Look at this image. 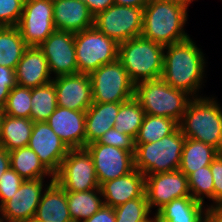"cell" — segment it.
Returning <instances> with one entry per match:
<instances>
[{"instance_id":"6da1fadb","label":"cell","mask_w":222,"mask_h":222,"mask_svg":"<svg viewBox=\"0 0 222 222\" xmlns=\"http://www.w3.org/2000/svg\"><path fill=\"white\" fill-rule=\"evenodd\" d=\"M206 59L201 48L191 39L164 48L162 79L175 89L185 91L192 98L202 97ZM199 95V96H198Z\"/></svg>"},{"instance_id":"7a4b0ae2","label":"cell","mask_w":222,"mask_h":222,"mask_svg":"<svg viewBox=\"0 0 222 222\" xmlns=\"http://www.w3.org/2000/svg\"><path fill=\"white\" fill-rule=\"evenodd\" d=\"M188 10L182 5L165 0H149L143 9V38L163 46L190 38L184 30Z\"/></svg>"},{"instance_id":"3957f363","label":"cell","mask_w":222,"mask_h":222,"mask_svg":"<svg viewBox=\"0 0 222 222\" xmlns=\"http://www.w3.org/2000/svg\"><path fill=\"white\" fill-rule=\"evenodd\" d=\"M178 125L186 138L212 145L222 152V107L215 98H192Z\"/></svg>"},{"instance_id":"277c9868","label":"cell","mask_w":222,"mask_h":222,"mask_svg":"<svg viewBox=\"0 0 222 222\" xmlns=\"http://www.w3.org/2000/svg\"><path fill=\"white\" fill-rule=\"evenodd\" d=\"M165 46L143 38L129 39L118 46V60L136 85L162 77Z\"/></svg>"},{"instance_id":"5b68a950","label":"cell","mask_w":222,"mask_h":222,"mask_svg":"<svg viewBox=\"0 0 222 222\" xmlns=\"http://www.w3.org/2000/svg\"><path fill=\"white\" fill-rule=\"evenodd\" d=\"M185 140L178 126L156 142L135 144V169L145 176L179 170Z\"/></svg>"},{"instance_id":"8992f818","label":"cell","mask_w":222,"mask_h":222,"mask_svg":"<svg viewBox=\"0 0 222 222\" xmlns=\"http://www.w3.org/2000/svg\"><path fill=\"white\" fill-rule=\"evenodd\" d=\"M135 98L145 114L173 118L178 123L192 99L185 91L175 89L162 78L136 84Z\"/></svg>"},{"instance_id":"52a82bcc","label":"cell","mask_w":222,"mask_h":222,"mask_svg":"<svg viewBox=\"0 0 222 222\" xmlns=\"http://www.w3.org/2000/svg\"><path fill=\"white\" fill-rule=\"evenodd\" d=\"M78 73L90 74L118 59L119 44L95 26L74 33Z\"/></svg>"},{"instance_id":"ba28073f","label":"cell","mask_w":222,"mask_h":222,"mask_svg":"<svg viewBox=\"0 0 222 222\" xmlns=\"http://www.w3.org/2000/svg\"><path fill=\"white\" fill-rule=\"evenodd\" d=\"M93 103H123L135 97V84L117 59L89 74Z\"/></svg>"},{"instance_id":"9c48e42d","label":"cell","mask_w":222,"mask_h":222,"mask_svg":"<svg viewBox=\"0 0 222 222\" xmlns=\"http://www.w3.org/2000/svg\"><path fill=\"white\" fill-rule=\"evenodd\" d=\"M54 180L69 192L100 188L92 156L86 148L69 149Z\"/></svg>"},{"instance_id":"30bf717a","label":"cell","mask_w":222,"mask_h":222,"mask_svg":"<svg viewBox=\"0 0 222 222\" xmlns=\"http://www.w3.org/2000/svg\"><path fill=\"white\" fill-rule=\"evenodd\" d=\"M94 26L120 44L141 36L143 8L114 4L94 17Z\"/></svg>"},{"instance_id":"8fae6325","label":"cell","mask_w":222,"mask_h":222,"mask_svg":"<svg viewBox=\"0 0 222 222\" xmlns=\"http://www.w3.org/2000/svg\"><path fill=\"white\" fill-rule=\"evenodd\" d=\"M27 46H40L54 31L53 1L25 0L17 25Z\"/></svg>"},{"instance_id":"7c38bea8","label":"cell","mask_w":222,"mask_h":222,"mask_svg":"<svg viewBox=\"0 0 222 222\" xmlns=\"http://www.w3.org/2000/svg\"><path fill=\"white\" fill-rule=\"evenodd\" d=\"M44 179L24 180L17 192L0 206L1 222H31L49 184Z\"/></svg>"},{"instance_id":"4fadbf2b","label":"cell","mask_w":222,"mask_h":222,"mask_svg":"<svg viewBox=\"0 0 222 222\" xmlns=\"http://www.w3.org/2000/svg\"><path fill=\"white\" fill-rule=\"evenodd\" d=\"M145 195L150 210L157 212L174 199L191 197L188 177L180 170L146 175Z\"/></svg>"},{"instance_id":"5bb4252c","label":"cell","mask_w":222,"mask_h":222,"mask_svg":"<svg viewBox=\"0 0 222 222\" xmlns=\"http://www.w3.org/2000/svg\"><path fill=\"white\" fill-rule=\"evenodd\" d=\"M85 148L92 156L100 186L135 169L134 154L130 151L103 144H88Z\"/></svg>"},{"instance_id":"9a60e30c","label":"cell","mask_w":222,"mask_h":222,"mask_svg":"<svg viewBox=\"0 0 222 222\" xmlns=\"http://www.w3.org/2000/svg\"><path fill=\"white\" fill-rule=\"evenodd\" d=\"M38 47L44 53L49 72L54 77L78 74L74 33L56 30Z\"/></svg>"},{"instance_id":"2e32d148","label":"cell","mask_w":222,"mask_h":222,"mask_svg":"<svg viewBox=\"0 0 222 222\" xmlns=\"http://www.w3.org/2000/svg\"><path fill=\"white\" fill-rule=\"evenodd\" d=\"M27 146L37 154L42 164L53 175L59 171L61 163L69 151L67 145L47 122H34Z\"/></svg>"},{"instance_id":"e0dca14e","label":"cell","mask_w":222,"mask_h":222,"mask_svg":"<svg viewBox=\"0 0 222 222\" xmlns=\"http://www.w3.org/2000/svg\"><path fill=\"white\" fill-rule=\"evenodd\" d=\"M57 106L75 111H85L93 104L92 84L89 74L53 77Z\"/></svg>"},{"instance_id":"ac0fdd59","label":"cell","mask_w":222,"mask_h":222,"mask_svg":"<svg viewBox=\"0 0 222 222\" xmlns=\"http://www.w3.org/2000/svg\"><path fill=\"white\" fill-rule=\"evenodd\" d=\"M85 111L57 106L46 121L69 149L85 148Z\"/></svg>"},{"instance_id":"d6986e66","label":"cell","mask_w":222,"mask_h":222,"mask_svg":"<svg viewBox=\"0 0 222 222\" xmlns=\"http://www.w3.org/2000/svg\"><path fill=\"white\" fill-rule=\"evenodd\" d=\"M56 30L77 33L94 26V16L82 0L53 1Z\"/></svg>"},{"instance_id":"ffe728a7","label":"cell","mask_w":222,"mask_h":222,"mask_svg":"<svg viewBox=\"0 0 222 222\" xmlns=\"http://www.w3.org/2000/svg\"><path fill=\"white\" fill-rule=\"evenodd\" d=\"M16 84L26 88H36L53 80L48 61L39 47L28 46L16 70Z\"/></svg>"},{"instance_id":"44dd1931","label":"cell","mask_w":222,"mask_h":222,"mask_svg":"<svg viewBox=\"0 0 222 222\" xmlns=\"http://www.w3.org/2000/svg\"><path fill=\"white\" fill-rule=\"evenodd\" d=\"M103 203L113 208L145 194V175L139 170L104 182L101 186Z\"/></svg>"},{"instance_id":"7402d4cb","label":"cell","mask_w":222,"mask_h":222,"mask_svg":"<svg viewBox=\"0 0 222 222\" xmlns=\"http://www.w3.org/2000/svg\"><path fill=\"white\" fill-rule=\"evenodd\" d=\"M34 222H73L66 197V191L55 181H50L44 190L36 209Z\"/></svg>"},{"instance_id":"603a6c76","label":"cell","mask_w":222,"mask_h":222,"mask_svg":"<svg viewBox=\"0 0 222 222\" xmlns=\"http://www.w3.org/2000/svg\"><path fill=\"white\" fill-rule=\"evenodd\" d=\"M121 103H93L86 110L85 146L97 142L102 135L115 125V118Z\"/></svg>"},{"instance_id":"cb8c5ba5","label":"cell","mask_w":222,"mask_h":222,"mask_svg":"<svg viewBox=\"0 0 222 222\" xmlns=\"http://www.w3.org/2000/svg\"><path fill=\"white\" fill-rule=\"evenodd\" d=\"M207 206L192 197L174 199L157 211L159 222H204Z\"/></svg>"},{"instance_id":"d4e9b609","label":"cell","mask_w":222,"mask_h":222,"mask_svg":"<svg viewBox=\"0 0 222 222\" xmlns=\"http://www.w3.org/2000/svg\"><path fill=\"white\" fill-rule=\"evenodd\" d=\"M33 126L32 119L3 114L0 124V147L10 152L27 146Z\"/></svg>"},{"instance_id":"484cf974","label":"cell","mask_w":222,"mask_h":222,"mask_svg":"<svg viewBox=\"0 0 222 222\" xmlns=\"http://www.w3.org/2000/svg\"><path fill=\"white\" fill-rule=\"evenodd\" d=\"M220 153L212 145L186 138L181 155L179 170L187 177L204 166H210Z\"/></svg>"},{"instance_id":"4316f807","label":"cell","mask_w":222,"mask_h":222,"mask_svg":"<svg viewBox=\"0 0 222 222\" xmlns=\"http://www.w3.org/2000/svg\"><path fill=\"white\" fill-rule=\"evenodd\" d=\"M9 153L10 167L24 180L45 179L46 176L50 177L51 181L54 180V175L42 164L30 147H21Z\"/></svg>"},{"instance_id":"83f0119b","label":"cell","mask_w":222,"mask_h":222,"mask_svg":"<svg viewBox=\"0 0 222 222\" xmlns=\"http://www.w3.org/2000/svg\"><path fill=\"white\" fill-rule=\"evenodd\" d=\"M66 197L73 222H83L104 205L100 188L84 192L66 191Z\"/></svg>"},{"instance_id":"f1b7e54d","label":"cell","mask_w":222,"mask_h":222,"mask_svg":"<svg viewBox=\"0 0 222 222\" xmlns=\"http://www.w3.org/2000/svg\"><path fill=\"white\" fill-rule=\"evenodd\" d=\"M27 47L17 26H0V66L16 70Z\"/></svg>"},{"instance_id":"f546056e","label":"cell","mask_w":222,"mask_h":222,"mask_svg":"<svg viewBox=\"0 0 222 222\" xmlns=\"http://www.w3.org/2000/svg\"><path fill=\"white\" fill-rule=\"evenodd\" d=\"M30 119L46 122L57 108V95L53 81L31 89Z\"/></svg>"},{"instance_id":"4dcf8cb0","label":"cell","mask_w":222,"mask_h":222,"mask_svg":"<svg viewBox=\"0 0 222 222\" xmlns=\"http://www.w3.org/2000/svg\"><path fill=\"white\" fill-rule=\"evenodd\" d=\"M145 112L140 105V102L135 98L121 103L119 112L115 118L114 128L123 132L134 140L136 139L140 127L142 125Z\"/></svg>"},{"instance_id":"1f68e13d","label":"cell","mask_w":222,"mask_h":222,"mask_svg":"<svg viewBox=\"0 0 222 222\" xmlns=\"http://www.w3.org/2000/svg\"><path fill=\"white\" fill-rule=\"evenodd\" d=\"M178 126L173 118L145 114L135 144L156 142L171 134Z\"/></svg>"},{"instance_id":"d6a6232c","label":"cell","mask_w":222,"mask_h":222,"mask_svg":"<svg viewBox=\"0 0 222 222\" xmlns=\"http://www.w3.org/2000/svg\"><path fill=\"white\" fill-rule=\"evenodd\" d=\"M191 197L202 204L205 197L213 201L208 207H214V184L210 166H204L188 176Z\"/></svg>"},{"instance_id":"836d02e7","label":"cell","mask_w":222,"mask_h":222,"mask_svg":"<svg viewBox=\"0 0 222 222\" xmlns=\"http://www.w3.org/2000/svg\"><path fill=\"white\" fill-rule=\"evenodd\" d=\"M31 107V88L16 85L9 93L3 114L30 119Z\"/></svg>"},{"instance_id":"e575fe53","label":"cell","mask_w":222,"mask_h":222,"mask_svg":"<svg viewBox=\"0 0 222 222\" xmlns=\"http://www.w3.org/2000/svg\"><path fill=\"white\" fill-rule=\"evenodd\" d=\"M116 222H139L152 213L146 195L127 201L114 208Z\"/></svg>"},{"instance_id":"d590c367","label":"cell","mask_w":222,"mask_h":222,"mask_svg":"<svg viewBox=\"0 0 222 222\" xmlns=\"http://www.w3.org/2000/svg\"><path fill=\"white\" fill-rule=\"evenodd\" d=\"M25 0H0V26H17Z\"/></svg>"},{"instance_id":"8d00e7d4","label":"cell","mask_w":222,"mask_h":222,"mask_svg":"<svg viewBox=\"0 0 222 222\" xmlns=\"http://www.w3.org/2000/svg\"><path fill=\"white\" fill-rule=\"evenodd\" d=\"M24 179L11 167L0 177V206L8 201L20 188Z\"/></svg>"},{"instance_id":"74e56055","label":"cell","mask_w":222,"mask_h":222,"mask_svg":"<svg viewBox=\"0 0 222 222\" xmlns=\"http://www.w3.org/2000/svg\"><path fill=\"white\" fill-rule=\"evenodd\" d=\"M91 144L111 145L135 153V140L129 135L117 131L114 127L105 132L97 142Z\"/></svg>"},{"instance_id":"f35d334b","label":"cell","mask_w":222,"mask_h":222,"mask_svg":"<svg viewBox=\"0 0 222 222\" xmlns=\"http://www.w3.org/2000/svg\"><path fill=\"white\" fill-rule=\"evenodd\" d=\"M16 85L15 70L0 66V108H4L11 89Z\"/></svg>"},{"instance_id":"ab89813d","label":"cell","mask_w":222,"mask_h":222,"mask_svg":"<svg viewBox=\"0 0 222 222\" xmlns=\"http://www.w3.org/2000/svg\"><path fill=\"white\" fill-rule=\"evenodd\" d=\"M214 184V207H222V152L210 164Z\"/></svg>"},{"instance_id":"60d3db41","label":"cell","mask_w":222,"mask_h":222,"mask_svg":"<svg viewBox=\"0 0 222 222\" xmlns=\"http://www.w3.org/2000/svg\"><path fill=\"white\" fill-rule=\"evenodd\" d=\"M83 222H116L114 208L104 204L97 212Z\"/></svg>"},{"instance_id":"b9f144b4","label":"cell","mask_w":222,"mask_h":222,"mask_svg":"<svg viewBox=\"0 0 222 222\" xmlns=\"http://www.w3.org/2000/svg\"><path fill=\"white\" fill-rule=\"evenodd\" d=\"M84 2L94 17L114 5V0H85Z\"/></svg>"},{"instance_id":"7bdbcfd3","label":"cell","mask_w":222,"mask_h":222,"mask_svg":"<svg viewBox=\"0 0 222 222\" xmlns=\"http://www.w3.org/2000/svg\"><path fill=\"white\" fill-rule=\"evenodd\" d=\"M204 222H222V207H208Z\"/></svg>"},{"instance_id":"ee69618b","label":"cell","mask_w":222,"mask_h":222,"mask_svg":"<svg viewBox=\"0 0 222 222\" xmlns=\"http://www.w3.org/2000/svg\"><path fill=\"white\" fill-rule=\"evenodd\" d=\"M8 168H10V153L0 147V177Z\"/></svg>"},{"instance_id":"f6af8a7d","label":"cell","mask_w":222,"mask_h":222,"mask_svg":"<svg viewBox=\"0 0 222 222\" xmlns=\"http://www.w3.org/2000/svg\"><path fill=\"white\" fill-rule=\"evenodd\" d=\"M149 0H114V4L122 5V6H129V7H138V8H145L148 4Z\"/></svg>"},{"instance_id":"bcb514c9","label":"cell","mask_w":222,"mask_h":222,"mask_svg":"<svg viewBox=\"0 0 222 222\" xmlns=\"http://www.w3.org/2000/svg\"><path fill=\"white\" fill-rule=\"evenodd\" d=\"M165 1L182 5L183 7L188 9V6L190 5V3H192L195 0H165Z\"/></svg>"},{"instance_id":"7dc6e473","label":"cell","mask_w":222,"mask_h":222,"mask_svg":"<svg viewBox=\"0 0 222 222\" xmlns=\"http://www.w3.org/2000/svg\"><path fill=\"white\" fill-rule=\"evenodd\" d=\"M154 214H155V215H153L154 217L150 218L148 215L146 218L142 219L139 222H159V216H158L157 212Z\"/></svg>"},{"instance_id":"c3c4849f","label":"cell","mask_w":222,"mask_h":222,"mask_svg":"<svg viewBox=\"0 0 222 222\" xmlns=\"http://www.w3.org/2000/svg\"><path fill=\"white\" fill-rule=\"evenodd\" d=\"M2 115H3V109L0 108V124H1V118H2Z\"/></svg>"}]
</instances>
